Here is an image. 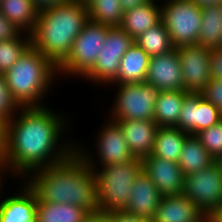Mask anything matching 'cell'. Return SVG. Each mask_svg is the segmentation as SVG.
I'll return each instance as SVG.
<instances>
[{
  "label": "cell",
  "instance_id": "cell-31",
  "mask_svg": "<svg viewBox=\"0 0 222 222\" xmlns=\"http://www.w3.org/2000/svg\"><path fill=\"white\" fill-rule=\"evenodd\" d=\"M195 136L214 159L222 155V120L199 131Z\"/></svg>",
  "mask_w": 222,
  "mask_h": 222
},
{
  "label": "cell",
  "instance_id": "cell-43",
  "mask_svg": "<svg viewBox=\"0 0 222 222\" xmlns=\"http://www.w3.org/2000/svg\"><path fill=\"white\" fill-rule=\"evenodd\" d=\"M4 172V173H3ZM3 174V175H2ZM5 174V175H4ZM7 175V172H6V169H5V166L4 164L2 163L1 161V158H0V193L2 188L4 186V184L2 183L4 181V179L2 177H5Z\"/></svg>",
  "mask_w": 222,
  "mask_h": 222
},
{
  "label": "cell",
  "instance_id": "cell-39",
  "mask_svg": "<svg viewBox=\"0 0 222 222\" xmlns=\"http://www.w3.org/2000/svg\"><path fill=\"white\" fill-rule=\"evenodd\" d=\"M152 0H120L121 7L124 11L134 9L136 6L146 4Z\"/></svg>",
  "mask_w": 222,
  "mask_h": 222
},
{
  "label": "cell",
  "instance_id": "cell-21",
  "mask_svg": "<svg viewBox=\"0 0 222 222\" xmlns=\"http://www.w3.org/2000/svg\"><path fill=\"white\" fill-rule=\"evenodd\" d=\"M150 56L136 43L123 55L117 81L114 84L145 82Z\"/></svg>",
  "mask_w": 222,
  "mask_h": 222
},
{
  "label": "cell",
  "instance_id": "cell-14",
  "mask_svg": "<svg viewBox=\"0 0 222 222\" xmlns=\"http://www.w3.org/2000/svg\"><path fill=\"white\" fill-rule=\"evenodd\" d=\"M142 170L163 196L183 194L185 175L176 161L150 154L142 159Z\"/></svg>",
  "mask_w": 222,
  "mask_h": 222
},
{
  "label": "cell",
  "instance_id": "cell-1",
  "mask_svg": "<svg viewBox=\"0 0 222 222\" xmlns=\"http://www.w3.org/2000/svg\"><path fill=\"white\" fill-rule=\"evenodd\" d=\"M67 119L49 107H22L6 123L5 147L1 161L6 172L17 178L35 169L48 167L67 159L75 151V141L64 142ZM63 140V141H61ZM61 141V142H60ZM69 142V143H68ZM11 172V173H10Z\"/></svg>",
  "mask_w": 222,
  "mask_h": 222
},
{
  "label": "cell",
  "instance_id": "cell-45",
  "mask_svg": "<svg viewBox=\"0 0 222 222\" xmlns=\"http://www.w3.org/2000/svg\"><path fill=\"white\" fill-rule=\"evenodd\" d=\"M79 2L81 5L87 6L89 3H91L92 0H75Z\"/></svg>",
  "mask_w": 222,
  "mask_h": 222
},
{
  "label": "cell",
  "instance_id": "cell-29",
  "mask_svg": "<svg viewBox=\"0 0 222 222\" xmlns=\"http://www.w3.org/2000/svg\"><path fill=\"white\" fill-rule=\"evenodd\" d=\"M87 9L88 20L109 27L121 25L124 10L120 0H92Z\"/></svg>",
  "mask_w": 222,
  "mask_h": 222
},
{
  "label": "cell",
  "instance_id": "cell-23",
  "mask_svg": "<svg viewBox=\"0 0 222 222\" xmlns=\"http://www.w3.org/2000/svg\"><path fill=\"white\" fill-rule=\"evenodd\" d=\"M0 11L21 32L32 34L35 30L39 10L32 0H3Z\"/></svg>",
  "mask_w": 222,
  "mask_h": 222
},
{
  "label": "cell",
  "instance_id": "cell-28",
  "mask_svg": "<svg viewBox=\"0 0 222 222\" xmlns=\"http://www.w3.org/2000/svg\"><path fill=\"white\" fill-rule=\"evenodd\" d=\"M134 41L150 57L166 54L175 49L170 34L162 21L143 32Z\"/></svg>",
  "mask_w": 222,
  "mask_h": 222
},
{
  "label": "cell",
  "instance_id": "cell-40",
  "mask_svg": "<svg viewBox=\"0 0 222 222\" xmlns=\"http://www.w3.org/2000/svg\"><path fill=\"white\" fill-rule=\"evenodd\" d=\"M5 133H6V123L0 119V158L5 147Z\"/></svg>",
  "mask_w": 222,
  "mask_h": 222
},
{
  "label": "cell",
  "instance_id": "cell-33",
  "mask_svg": "<svg viewBox=\"0 0 222 222\" xmlns=\"http://www.w3.org/2000/svg\"><path fill=\"white\" fill-rule=\"evenodd\" d=\"M200 93L222 112V80H211Z\"/></svg>",
  "mask_w": 222,
  "mask_h": 222
},
{
  "label": "cell",
  "instance_id": "cell-15",
  "mask_svg": "<svg viewBox=\"0 0 222 222\" xmlns=\"http://www.w3.org/2000/svg\"><path fill=\"white\" fill-rule=\"evenodd\" d=\"M145 82L159 91L184 90L181 62L175 49L150 57Z\"/></svg>",
  "mask_w": 222,
  "mask_h": 222
},
{
  "label": "cell",
  "instance_id": "cell-27",
  "mask_svg": "<svg viewBox=\"0 0 222 222\" xmlns=\"http://www.w3.org/2000/svg\"><path fill=\"white\" fill-rule=\"evenodd\" d=\"M90 213L81 206L37 203L35 222H83Z\"/></svg>",
  "mask_w": 222,
  "mask_h": 222
},
{
  "label": "cell",
  "instance_id": "cell-24",
  "mask_svg": "<svg viewBox=\"0 0 222 222\" xmlns=\"http://www.w3.org/2000/svg\"><path fill=\"white\" fill-rule=\"evenodd\" d=\"M188 133L177 127H159L151 155L178 163Z\"/></svg>",
  "mask_w": 222,
  "mask_h": 222
},
{
  "label": "cell",
  "instance_id": "cell-17",
  "mask_svg": "<svg viewBox=\"0 0 222 222\" xmlns=\"http://www.w3.org/2000/svg\"><path fill=\"white\" fill-rule=\"evenodd\" d=\"M22 183L18 193L1 199L0 222H35L38 197L36 192L27 184ZM24 185V186H23Z\"/></svg>",
  "mask_w": 222,
  "mask_h": 222
},
{
  "label": "cell",
  "instance_id": "cell-38",
  "mask_svg": "<svg viewBox=\"0 0 222 222\" xmlns=\"http://www.w3.org/2000/svg\"><path fill=\"white\" fill-rule=\"evenodd\" d=\"M83 222H112V220L107 213L98 212L90 214Z\"/></svg>",
  "mask_w": 222,
  "mask_h": 222
},
{
  "label": "cell",
  "instance_id": "cell-20",
  "mask_svg": "<svg viewBox=\"0 0 222 222\" xmlns=\"http://www.w3.org/2000/svg\"><path fill=\"white\" fill-rule=\"evenodd\" d=\"M157 1L152 0L146 4L136 6L134 9L124 11L119 27L134 40L138 38L143 32L161 21V4Z\"/></svg>",
  "mask_w": 222,
  "mask_h": 222
},
{
  "label": "cell",
  "instance_id": "cell-8",
  "mask_svg": "<svg viewBox=\"0 0 222 222\" xmlns=\"http://www.w3.org/2000/svg\"><path fill=\"white\" fill-rule=\"evenodd\" d=\"M161 21L174 48L197 44L202 22L201 8L191 0H164Z\"/></svg>",
  "mask_w": 222,
  "mask_h": 222
},
{
  "label": "cell",
  "instance_id": "cell-36",
  "mask_svg": "<svg viewBox=\"0 0 222 222\" xmlns=\"http://www.w3.org/2000/svg\"><path fill=\"white\" fill-rule=\"evenodd\" d=\"M107 214L111 217L112 222H152L150 219L137 217L124 210L112 211Z\"/></svg>",
  "mask_w": 222,
  "mask_h": 222
},
{
  "label": "cell",
  "instance_id": "cell-35",
  "mask_svg": "<svg viewBox=\"0 0 222 222\" xmlns=\"http://www.w3.org/2000/svg\"><path fill=\"white\" fill-rule=\"evenodd\" d=\"M20 33L21 31L0 11V42L15 38Z\"/></svg>",
  "mask_w": 222,
  "mask_h": 222
},
{
  "label": "cell",
  "instance_id": "cell-34",
  "mask_svg": "<svg viewBox=\"0 0 222 222\" xmlns=\"http://www.w3.org/2000/svg\"><path fill=\"white\" fill-rule=\"evenodd\" d=\"M209 67L212 80H222V47L211 48Z\"/></svg>",
  "mask_w": 222,
  "mask_h": 222
},
{
  "label": "cell",
  "instance_id": "cell-30",
  "mask_svg": "<svg viewBox=\"0 0 222 222\" xmlns=\"http://www.w3.org/2000/svg\"><path fill=\"white\" fill-rule=\"evenodd\" d=\"M32 45L31 34L21 32L17 37L0 42V73H6Z\"/></svg>",
  "mask_w": 222,
  "mask_h": 222
},
{
  "label": "cell",
  "instance_id": "cell-32",
  "mask_svg": "<svg viewBox=\"0 0 222 222\" xmlns=\"http://www.w3.org/2000/svg\"><path fill=\"white\" fill-rule=\"evenodd\" d=\"M21 108L8 87L5 74L0 73V119L8 123Z\"/></svg>",
  "mask_w": 222,
  "mask_h": 222
},
{
  "label": "cell",
  "instance_id": "cell-9",
  "mask_svg": "<svg viewBox=\"0 0 222 222\" xmlns=\"http://www.w3.org/2000/svg\"><path fill=\"white\" fill-rule=\"evenodd\" d=\"M104 123L99 130L100 132L97 131V140H95V148L97 149L94 150L97 151V156L90 151L88 152L87 148L86 150L82 148L84 147L83 143L82 146L81 143H75V151L92 170L97 168V164L104 167L111 164L126 163L134 159L119 124L110 118Z\"/></svg>",
  "mask_w": 222,
  "mask_h": 222
},
{
  "label": "cell",
  "instance_id": "cell-12",
  "mask_svg": "<svg viewBox=\"0 0 222 222\" xmlns=\"http://www.w3.org/2000/svg\"><path fill=\"white\" fill-rule=\"evenodd\" d=\"M181 62L184 91L200 93L212 80L209 67L210 49L194 44L175 48Z\"/></svg>",
  "mask_w": 222,
  "mask_h": 222
},
{
  "label": "cell",
  "instance_id": "cell-25",
  "mask_svg": "<svg viewBox=\"0 0 222 222\" xmlns=\"http://www.w3.org/2000/svg\"><path fill=\"white\" fill-rule=\"evenodd\" d=\"M202 22L197 44L211 48L222 47V4L201 8Z\"/></svg>",
  "mask_w": 222,
  "mask_h": 222
},
{
  "label": "cell",
  "instance_id": "cell-26",
  "mask_svg": "<svg viewBox=\"0 0 222 222\" xmlns=\"http://www.w3.org/2000/svg\"><path fill=\"white\" fill-rule=\"evenodd\" d=\"M215 159L202 146L195 135L189 134L183 145L178 164L186 176L213 164Z\"/></svg>",
  "mask_w": 222,
  "mask_h": 222
},
{
  "label": "cell",
  "instance_id": "cell-16",
  "mask_svg": "<svg viewBox=\"0 0 222 222\" xmlns=\"http://www.w3.org/2000/svg\"><path fill=\"white\" fill-rule=\"evenodd\" d=\"M163 195L142 170L132 184L131 195L124 211L153 220Z\"/></svg>",
  "mask_w": 222,
  "mask_h": 222
},
{
  "label": "cell",
  "instance_id": "cell-18",
  "mask_svg": "<svg viewBox=\"0 0 222 222\" xmlns=\"http://www.w3.org/2000/svg\"><path fill=\"white\" fill-rule=\"evenodd\" d=\"M152 222H208V217L184 194L161 198Z\"/></svg>",
  "mask_w": 222,
  "mask_h": 222
},
{
  "label": "cell",
  "instance_id": "cell-13",
  "mask_svg": "<svg viewBox=\"0 0 222 222\" xmlns=\"http://www.w3.org/2000/svg\"><path fill=\"white\" fill-rule=\"evenodd\" d=\"M222 120V112L201 93L189 92L182 104L177 128L185 133L195 135Z\"/></svg>",
  "mask_w": 222,
  "mask_h": 222
},
{
  "label": "cell",
  "instance_id": "cell-42",
  "mask_svg": "<svg viewBox=\"0 0 222 222\" xmlns=\"http://www.w3.org/2000/svg\"><path fill=\"white\" fill-rule=\"evenodd\" d=\"M208 222H222V206L208 217Z\"/></svg>",
  "mask_w": 222,
  "mask_h": 222
},
{
  "label": "cell",
  "instance_id": "cell-5",
  "mask_svg": "<svg viewBox=\"0 0 222 222\" xmlns=\"http://www.w3.org/2000/svg\"><path fill=\"white\" fill-rule=\"evenodd\" d=\"M96 177L98 212L124 210L131 195L132 184L142 171V159L126 163L97 166Z\"/></svg>",
  "mask_w": 222,
  "mask_h": 222
},
{
  "label": "cell",
  "instance_id": "cell-4",
  "mask_svg": "<svg viewBox=\"0 0 222 222\" xmlns=\"http://www.w3.org/2000/svg\"><path fill=\"white\" fill-rule=\"evenodd\" d=\"M57 76L58 68L32 45L5 73L8 87L21 107L45 106L43 99L56 84Z\"/></svg>",
  "mask_w": 222,
  "mask_h": 222
},
{
  "label": "cell",
  "instance_id": "cell-22",
  "mask_svg": "<svg viewBox=\"0 0 222 222\" xmlns=\"http://www.w3.org/2000/svg\"><path fill=\"white\" fill-rule=\"evenodd\" d=\"M188 93L184 90L159 91L153 115L158 127H177L184 97Z\"/></svg>",
  "mask_w": 222,
  "mask_h": 222
},
{
  "label": "cell",
  "instance_id": "cell-44",
  "mask_svg": "<svg viewBox=\"0 0 222 222\" xmlns=\"http://www.w3.org/2000/svg\"><path fill=\"white\" fill-rule=\"evenodd\" d=\"M215 163L217 164V167L219 168L220 175L222 177V155L215 159Z\"/></svg>",
  "mask_w": 222,
  "mask_h": 222
},
{
  "label": "cell",
  "instance_id": "cell-41",
  "mask_svg": "<svg viewBox=\"0 0 222 222\" xmlns=\"http://www.w3.org/2000/svg\"><path fill=\"white\" fill-rule=\"evenodd\" d=\"M191 1L197 4L200 8L222 4V0H191Z\"/></svg>",
  "mask_w": 222,
  "mask_h": 222
},
{
  "label": "cell",
  "instance_id": "cell-7",
  "mask_svg": "<svg viewBox=\"0 0 222 222\" xmlns=\"http://www.w3.org/2000/svg\"><path fill=\"white\" fill-rule=\"evenodd\" d=\"M113 85L117 93L109 109L111 120H153L158 89L147 82Z\"/></svg>",
  "mask_w": 222,
  "mask_h": 222
},
{
  "label": "cell",
  "instance_id": "cell-11",
  "mask_svg": "<svg viewBox=\"0 0 222 222\" xmlns=\"http://www.w3.org/2000/svg\"><path fill=\"white\" fill-rule=\"evenodd\" d=\"M183 194L209 217L222 206V177L217 164L185 176Z\"/></svg>",
  "mask_w": 222,
  "mask_h": 222
},
{
  "label": "cell",
  "instance_id": "cell-2",
  "mask_svg": "<svg viewBox=\"0 0 222 222\" xmlns=\"http://www.w3.org/2000/svg\"><path fill=\"white\" fill-rule=\"evenodd\" d=\"M26 178L37 203H67L98 213L95 173L76 151L60 163L35 169Z\"/></svg>",
  "mask_w": 222,
  "mask_h": 222
},
{
  "label": "cell",
  "instance_id": "cell-19",
  "mask_svg": "<svg viewBox=\"0 0 222 222\" xmlns=\"http://www.w3.org/2000/svg\"><path fill=\"white\" fill-rule=\"evenodd\" d=\"M119 124L134 158L143 159L153 151L156 131L154 120L115 121Z\"/></svg>",
  "mask_w": 222,
  "mask_h": 222
},
{
  "label": "cell",
  "instance_id": "cell-6",
  "mask_svg": "<svg viewBox=\"0 0 222 222\" xmlns=\"http://www.w3.org/2000/svg\"><path fill=\"white\" fill-rule=\"evenodd\" d=\"M109 26L88 20L77 35L67 59L58 67L64 78L84 77L93 67L104 45ZM63 75V76H61Z\"/></svg>",
  "mask_w": 222,
  "mask_h": 222
},
{
  "label": "cell",
  "instance_id": "cell-10",
  "mask_svg": "<svg viewBox=\"0 0 222 222\" xmlns=\"http://www.w3.org/2000/svg\"><path fill=\"white\" fill-rule=\"evenodd\" d=\"M135 43L134 39L119 26L109 27L103 47L94 67L83 77L98 86H108L117 81L123 55Z\"/></svg>",
  "mask_w": 222,
  "mask_h": 222
},
{
  "label": "cell",
  "instance_id": "cell-37",
  "mask_svg": "<svg viewBox=\"0 0 222 222\" xmlns=\"http://www.w3.org/2000/svg\"><path fill=\"white\" fill-rule=\"evenodd\" d=\"M35 7L41 11L45 8L53 7L62 3H67L70 0H32Z\"/></svg>",
  "mask_w": 222,
  "mask_h": 222
},
{
  "label": "cell",
  "instance_id": "cell-3",
  "mask_svg": "<svg viewBox=\"0 0 222 222\" xmlns=\"http://www.w3.org/2000/svg\"><path fill=\"white\" fill-rule=\"evenodd\" d=\"M87 21V6L75 0L45 8L38 13L32 46L58 68Z\"/></svg>",
  "mask_w": 222,
  "mask_h": 222
}]
</instances>
